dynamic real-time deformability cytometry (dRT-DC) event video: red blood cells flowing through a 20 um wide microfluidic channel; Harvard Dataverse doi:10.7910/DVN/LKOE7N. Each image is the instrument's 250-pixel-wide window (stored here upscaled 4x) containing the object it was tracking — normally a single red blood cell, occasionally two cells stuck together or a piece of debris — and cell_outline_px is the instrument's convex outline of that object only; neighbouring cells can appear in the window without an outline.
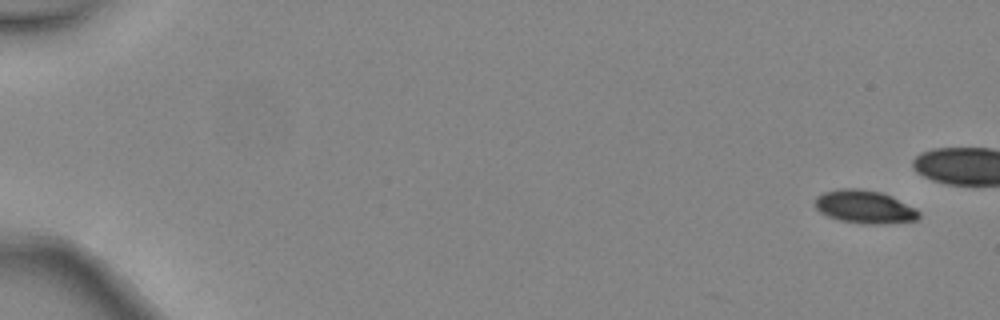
{"species": "common noctule bat (a hibernating species)", "species_latin": "Nyctalus noctula", "temperature_condition": "warm", "stored_images_in_passage": 2, "segment_of_instrument_passage": [2, 2], "camera_frame_rate_fps": 3000, "um_per_image_px": 0.085, "animal": {"sex": "female", "body_mass_g": 24.6, "forearm_length_mm": 56.2}, "frame": {"image": 1, "passage_image": 2, "time_ms": 0.333, "image_size_px": [1000, 320], "cell_outline_px": [[920, 216], [916, 220], [888, 224], [868, 224], [840, 220], [828, 216], [820, 212], [816, 208], [816, 196], [824, 192], [844, 188], [856, 188], [880, 192], [916, 208], [920, 212]], "centroid_in_image_um": [73.5, 17.59], "position_along_channel_um": 11.5, "area_um2": 19.83}}